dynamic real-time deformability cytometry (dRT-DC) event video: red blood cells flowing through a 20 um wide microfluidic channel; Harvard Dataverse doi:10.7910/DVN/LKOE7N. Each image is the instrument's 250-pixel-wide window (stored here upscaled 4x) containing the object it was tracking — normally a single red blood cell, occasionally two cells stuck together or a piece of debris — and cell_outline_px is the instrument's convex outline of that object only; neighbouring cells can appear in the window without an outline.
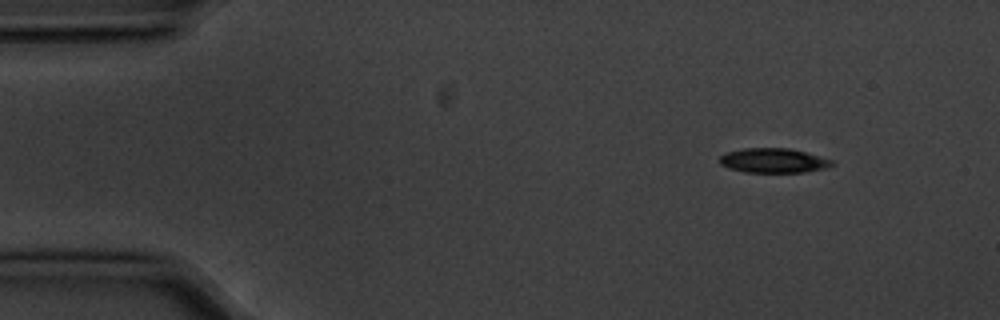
{"species": "common noctule bat (a hibernating species)", "species_latin": "Nyctalus noctula", "temperature_condition": "cold", "stored_images_in_passage": 4, "camera_frame_rate_fps": 3000, "um_per_image_px": 0.085, "animal": {"sex": "male", "body_mass_g": 20.1, "forearm_length_mm": 53.5}, "frame": {"image": 1, "passage_image": 1, "time_ms": 0.0, "image_size_px": [1000, 320], "cell_outline_px": [[836, 164], [828, 168], [804, 172], [744, 172], [728, 168], [720, 164], [720, 156], [724, 152], [744, 148], [788, 148], [836, 160]], "centroid_in_image_um": [65.77, 13.65], "position_along_channel_um": 19.2, "area_um2": 16.3}}
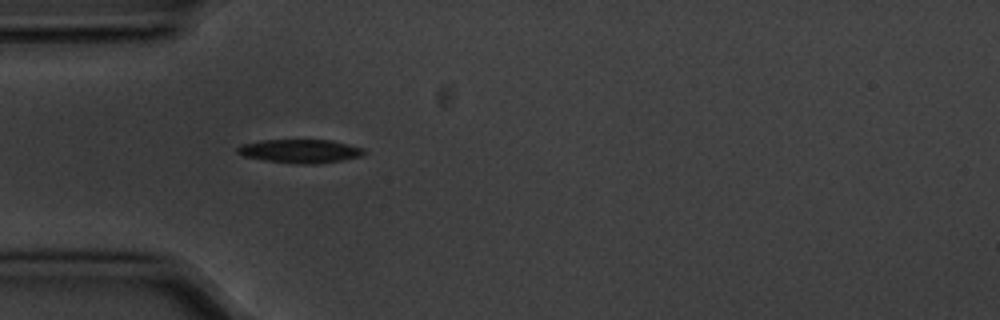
{"frame": {"image": 2, "passage_image": 4, "time_ms": 1.0, "image_size_px": [1000, 320], "cell_outline_px": [[368, 152], [364, 156], [344, 160], [316, 164], [300, 164], [264, 160], [244, 156], [236, 152], [236, 148], [240, 144], [260, 140], [332, 140], [364, 148]], "centroid_in_image_um": [25.55, 12.84], "position_along_channel_um": 59.4, "area_um2": 17.69}}